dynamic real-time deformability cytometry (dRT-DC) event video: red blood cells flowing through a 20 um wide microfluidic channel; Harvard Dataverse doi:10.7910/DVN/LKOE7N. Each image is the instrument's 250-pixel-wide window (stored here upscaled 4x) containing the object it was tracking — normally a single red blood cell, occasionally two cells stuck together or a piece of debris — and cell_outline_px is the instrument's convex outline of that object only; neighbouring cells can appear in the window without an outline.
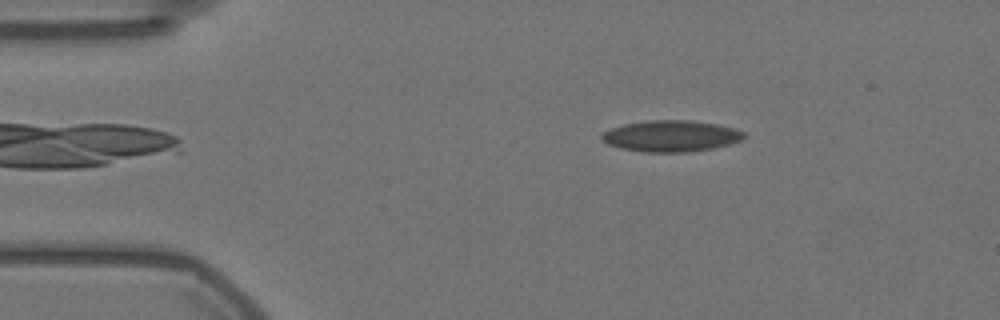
{"species": "Egyptian fruit bat (a non-hibernating species)", "species_latin": "Rousettus aegyptiacus", "temperature_condition": "warm", "stored_images_in_passage": 50, "camera_frame_rate_fps": 3000, "um_per_image_px": 0.085, "animal": {"sex": "female"}, "frame": {"image": 1, "passage_image": 2, "time_ms": 0.333, "image_size_px": [1000, 320], "cell_outline_px": [[748, 136], [744, 140], [712, 148], [688, 152], [644, 152], [620, 148], [608, 144], [600, 140], [600, 136], [604, 132], [612, 128], [624, 124], [648, 120], [692, 120], [716, 124], [736, 128], [744, 132]], "centroid_in_image_um": [57.06, 11.56], "position_along_channel_um": 27.9, "area_um2": 26.13}}
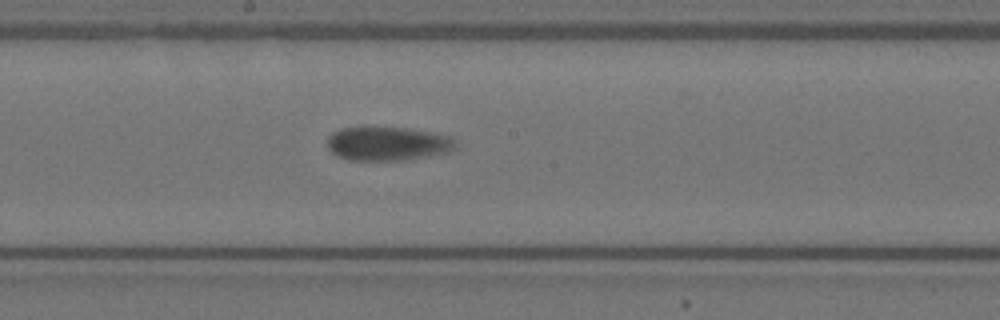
{"frame": {"image": 2, "passage_image": 23, "time_ms": 7.333, "image_size_px": [1000, 320], "cell_outline_px": [[456, 148], [448, 152], [428, 156], [400, 160], [348, 160], [332, 152], [328, 148], [328, 136], [332, 132], [340, 128], [364, 124], [372, 124], [404, 128], [428, 132], [448, 136], [456, 140]], "centroid_in_image_um": [32.88, 12.16], "position_along_channel_um": 215.3, "area_um2": 25.95}}
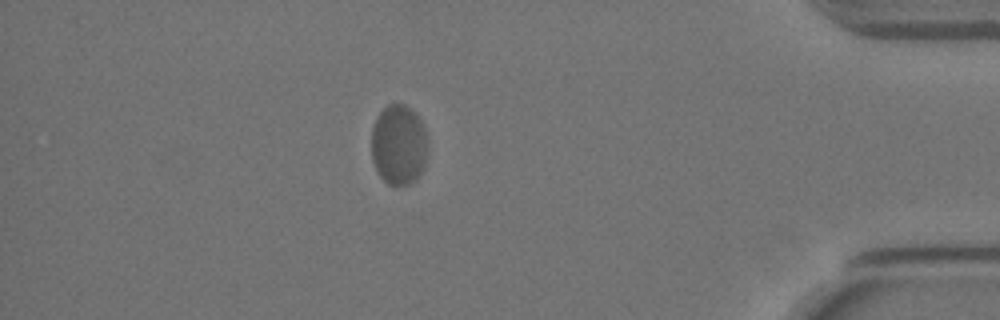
{"frame": {"image": 3, "passage_image": 43, "time_ms": 14.0, "image_size_px": [1000, 320], "cell_outline_px": [[428, 152], [424, 168], [416, 180], [408, 184], [388, 184], [380, 176], [372, 160], [372, 128], [376, 116], [388, 104], [404, 104], [416, 112], [424, 124], [428, 136]], "centroid_in_image_um": [33.93, 12.28], "position_along_channel_um": 401.3, "area_um2": 26.88}, "authors_computed_cell_mechanics": {"area_um2": 26.0678, "velocity_mm_per_s": 3.4468, "shape_relaxation_time_tau1_ms": 7.2743, "shape_relaxation_time_tau2_ms": 0.6448, "deformation_change_tau1": 0.1115, "deformation_change_tau2": 0.039}}